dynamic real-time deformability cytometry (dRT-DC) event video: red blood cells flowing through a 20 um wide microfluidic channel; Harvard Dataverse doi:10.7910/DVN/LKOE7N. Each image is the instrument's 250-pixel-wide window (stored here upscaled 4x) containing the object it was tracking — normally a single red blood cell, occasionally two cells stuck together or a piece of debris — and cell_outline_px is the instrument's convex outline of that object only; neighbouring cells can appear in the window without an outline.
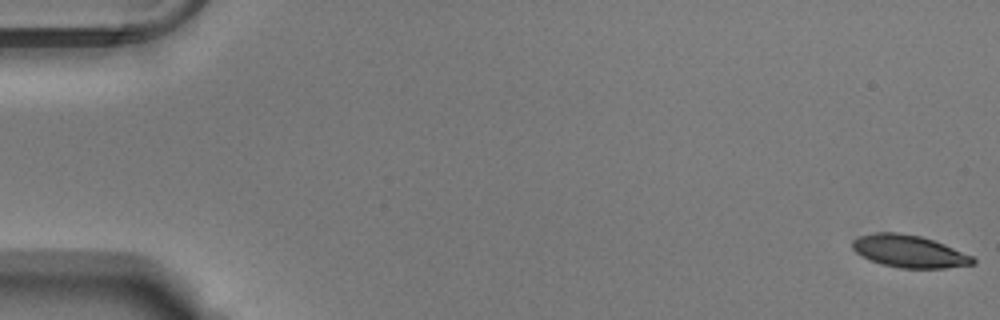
{"species": "Egyptian fruit bat (a non-hibernating species)", "species_latin": "Rousettus aegyptiacus", "temperature_condition": "warm", "stored_images_in_passage": 54, "camera_frame_rate_fps": 3000, "um_per_image_px": 0.085, "animal": {"sex": "male"}, "frame": {"image": 1, "passage_image": 1, "time_ms": 0.0, "image_size_px": [1000, 320], "cell_outline_px": [[976, 264], [944, 268], [900, 268], [880, 264], [856, 252], [852, 248], [852, 240], [860, 236], [876, 232], [900, 232], [920, 236], [944, 244], [972, 256], [976, 260]], "centroid_in_image_um": [77.28, 21.36], "position_along_channel_um": 7.7, "area_um2": 22.6}}
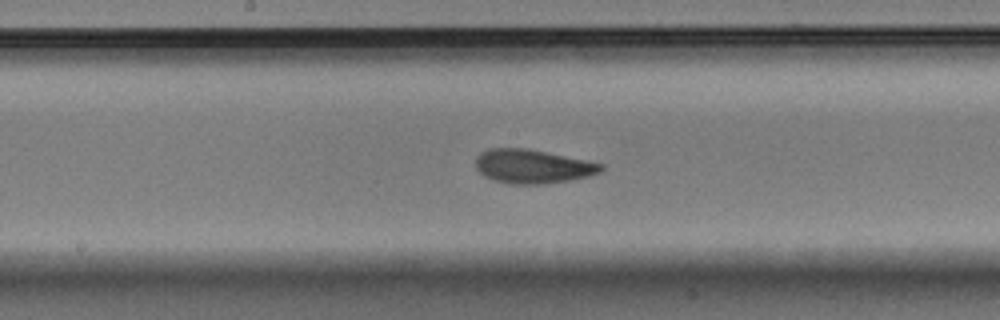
{"frame": {"image": 2, "passage_image": 29, "time_ms": 9.333, "image_size_px": [1000, 320], "cell_outline_px": [[604, 168], [600, 172], [588, 176], [568, 180], [544, 184], [508, 184], [492, 180], [484, 176], [476, 168], [476, 156], [480, 152], [488, 148], [528, 148], [604, 164]], "centroid_in_image_um": [45.23, 14.14], "position_along_channel_um": 203.0, "area_um2": 24.85}}
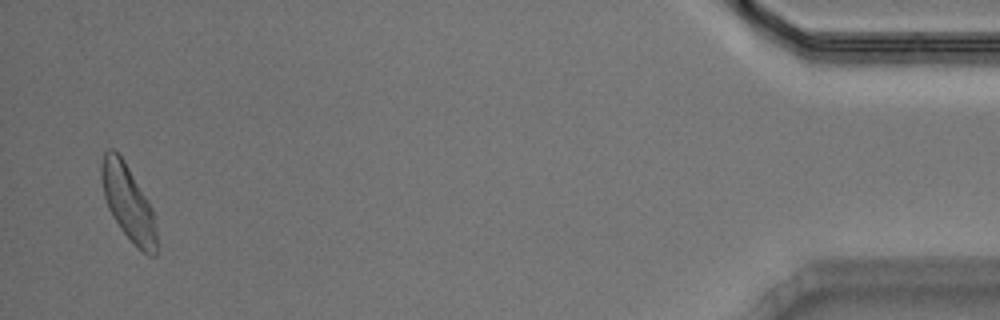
{"frame": {"image": 3, "passage_image": 53, "time_ms": 17.333, "image_size_px": [1000, 320], "cell_outline_px": [[156, 256], [152, 256], [144, 252], [120, 228], [112, 216], [108, 208], [104, 196], [100, 176], [100, 164], [104, 152], [108, 148], [112, 148], [124, 160], [152, 208], [156, 232]], "centroid_in_image_um": [10.85, 17.17], "position_along_channel_um": 424.3, "area_um2": 23.76}, "authors_computed_cell_mechanics": {"area_um2": 24.1604, "velocity_mm_per_s": 3.7685, "shape_relaxation_time_tau1_ms": 3.0133, "shape_relaxation_time_tau2_ms": 1.6186, "deformation_change_tau1": 0.1349, "deformation_change_tau2": 0.0835}}